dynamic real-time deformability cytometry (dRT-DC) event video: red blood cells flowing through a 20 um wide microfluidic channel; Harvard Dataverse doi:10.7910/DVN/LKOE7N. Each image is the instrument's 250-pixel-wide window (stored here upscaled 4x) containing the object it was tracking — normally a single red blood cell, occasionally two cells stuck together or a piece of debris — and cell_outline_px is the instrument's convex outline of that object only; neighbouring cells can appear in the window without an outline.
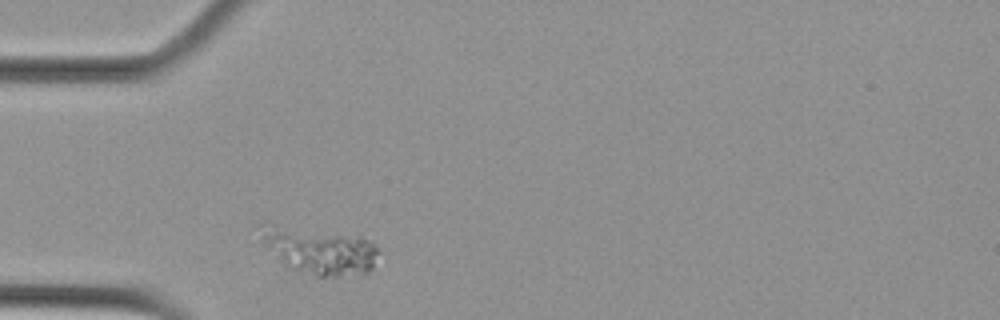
{"species": "Egyptian fruit bat (a non-hibernating species)", "species_latin": "Rousettus aegyptiacus", "temperature_condition": "cold", "stored_images_in_passage": 1, "camera_frame_rate_fps": 3000, "um_per_image_px": 0.085, "animal": {"sex": "female"}, "frame": {"image": 1, "passage_image": 1, "time_ms": 0.0, "image_size_px": [1000, 320], "cell_outline_px": [[380, 252], [372, 268], [364, 276], [316, 276], [292, 268], [276, 256], [260, 236], [256, 224], [260, 224], [364, 236], [372, 240], [380, 248]], "centroid_in_image_um": [27.3, 21.32], "position_along_channel_um": 57.7, "area_um2": 31.85}}